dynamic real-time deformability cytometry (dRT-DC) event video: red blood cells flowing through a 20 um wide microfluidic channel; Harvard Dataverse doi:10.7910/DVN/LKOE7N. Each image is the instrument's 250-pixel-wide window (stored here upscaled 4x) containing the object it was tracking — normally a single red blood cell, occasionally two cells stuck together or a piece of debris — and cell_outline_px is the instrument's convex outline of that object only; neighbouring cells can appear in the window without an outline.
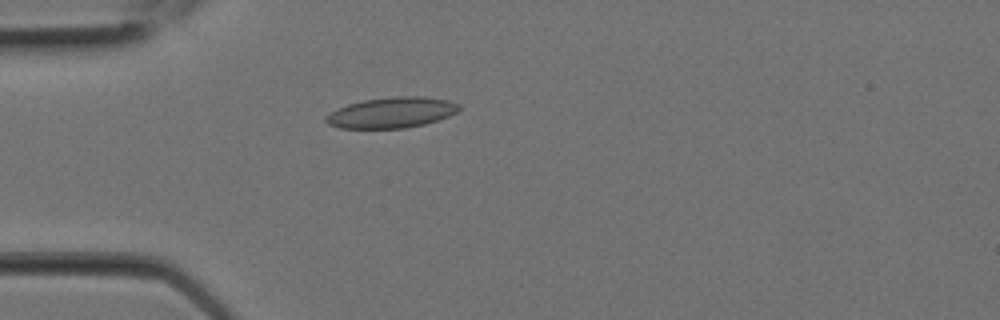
{"species": "Egyptian fruit bat (a non-hibernating species)", "species_latin": "Rousettus aegyptiacus", "temperature_condition": "room temperature", "stored_images_in_passage": 2, "camera_frame_rate_fps": 3000, "um_per_image_px": 0.085, "animal": {"sex": "female"}, "frame": {"image": 1, "passage_image": 2, "time_ms": 0.333, "image_size_px": [1000, 320], "cell_outline_px": [[460, 108], [456, 112], [448, 116], [424, 124], [404, 128], [340, 128], [328, 124], [324, 120], [324, 116], [348, 104], [364, 100], [396, 96], [420, 96], [448, 100], [460, 104]], "centroid_in_image_um": [33.28, 9.57], "position_along_channel_um": 51.7, "area_um2": 23.58}}